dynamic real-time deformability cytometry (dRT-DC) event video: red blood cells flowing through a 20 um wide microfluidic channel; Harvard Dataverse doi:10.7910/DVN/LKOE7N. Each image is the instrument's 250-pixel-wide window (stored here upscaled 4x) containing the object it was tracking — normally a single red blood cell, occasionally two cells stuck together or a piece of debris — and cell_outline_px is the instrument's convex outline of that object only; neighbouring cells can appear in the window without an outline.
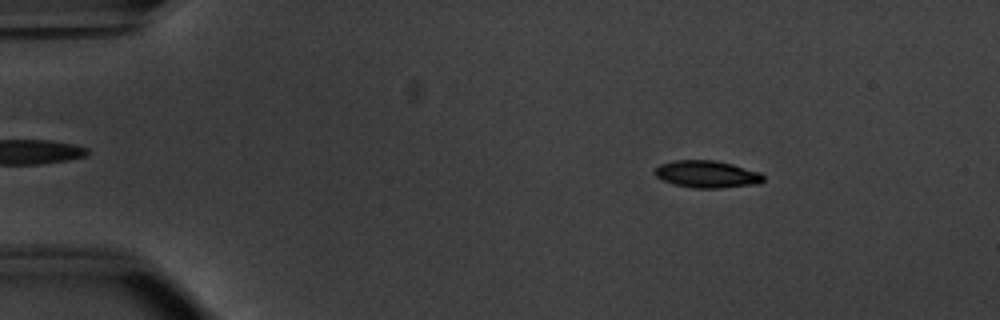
{"species": "common noctule bat (a hibernating species)", "species_latin": "Nyctalus noctula", "temperature_condition": "warm", "stored_images_in_passage": 53, "camera_frame_rate_fps": 3000, "um_per_image_px": 0.085, "animal": {"sex": "male", "body_mass_g": 20.1, "forearm_length_mm": 53.5}, "frame": {"image": 1, "passage_image": 8, "time_ms": 2.333, "image_size_px": [1000, 320], "cell_outline_px": [[764, 180], [760, 184], [720, 188], [692, 188], [676, 184], [664, 180], [656, 176], [652, 172], [660, 164], [676, 160], [712, 160], [732, 164], [760, 172], [764, 176]], "centroid_in_image_um": [60.11, 14.81], "position_along_channel_um": 24.9, "area_um2": 17.17}}
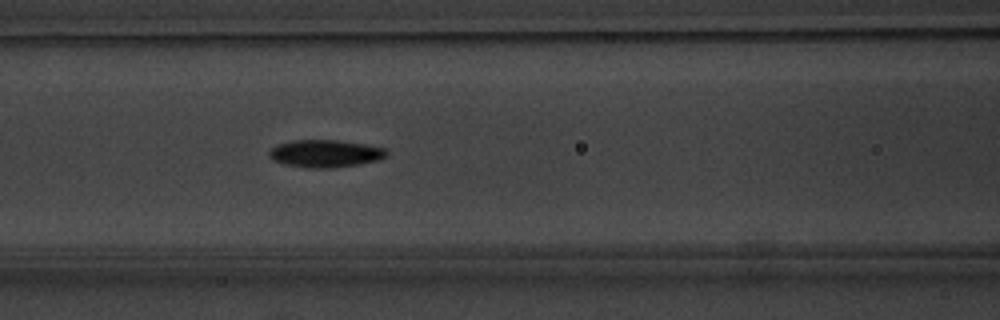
{"frame": {"image": 2, "passage_image": 23, "time_ms": 7.333, "image_size_px": [1000, 320], "cell_outline_px": [[388, 152], [380, 160], [332, 168], [308, 168], [284, 164], [272, 160], [268, 156], [268, 152], [276, 144], [292, 140], [336, 140], [368, 144], [388, 148]], "centroid_in_image_um": [27.64, 13.04], "position_along_channel_um": 139.0, "area_um2": 19.02}}
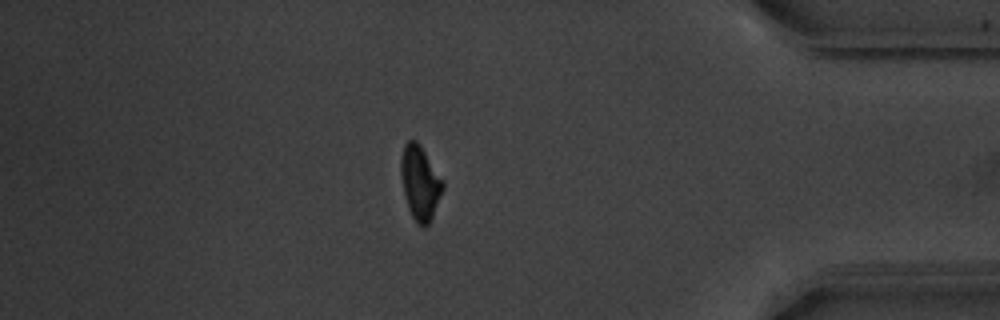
{"frame": {"image": 3, "passage_image": 46, "time_ms": 15.0, "image_size_px": [1000, 320], "cell_outline_px": [[444, 188], [432, 216], [428, 224], [416, 224], [408, 208], [400, 176], [400, 160], [404, 144], [408, 140], [416, 140], [420, 144], [444, 180]], "centroid_in_image_um": [35.7, 15.48], "position_along_channel_um": 399.5, "area_um2": 18.09}, "authors_computed_cell_mechanics": {"area_um2": 17.8024, "velocity_mm_per_s": 3.8163, "shape_relaxation_time_tau1_ms": 2.49, "shape_relaxation_time_tau2_ms": 9.3093, "deformation_change_tau1": 0.1383, "deformation_change_tau2": 0.1193}}